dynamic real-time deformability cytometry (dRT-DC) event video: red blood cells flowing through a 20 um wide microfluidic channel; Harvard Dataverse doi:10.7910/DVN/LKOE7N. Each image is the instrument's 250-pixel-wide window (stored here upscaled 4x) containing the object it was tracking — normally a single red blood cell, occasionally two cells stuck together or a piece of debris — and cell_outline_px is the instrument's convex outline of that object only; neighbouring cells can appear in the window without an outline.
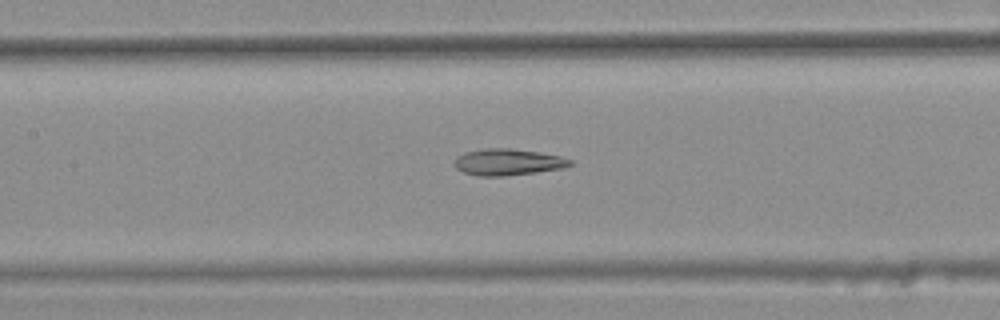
{"species": "common noctule bat (a hibernating species)", "species_latin": "Nyctalus noctula", "temperature_condition": "warm", "stored_images_in_passage": 38, "camera_frame_rate_fps": 3000, "um_per_image_px": 0.085, "animal": {"sex": "female", "body_mass_g": 25.1}, "frame": {"image": 1, "passage_image": 19, "time_ms": 6.0, "image_size_px": [1000, 320], "cell_outline_px": [[572, 164], [560, 168], [536, 172], [504, 176], [480, 176], [464, 172], [456, 168], [452, 164], [456, 156], [464, 152], [484, 148], [512, 148], [540, 152], [560, 156], [572, 160]], "centroid_in_image_um": [43.11, 13.76], "position_along_channel_um": 164.3, "area_um2": 17.92}}
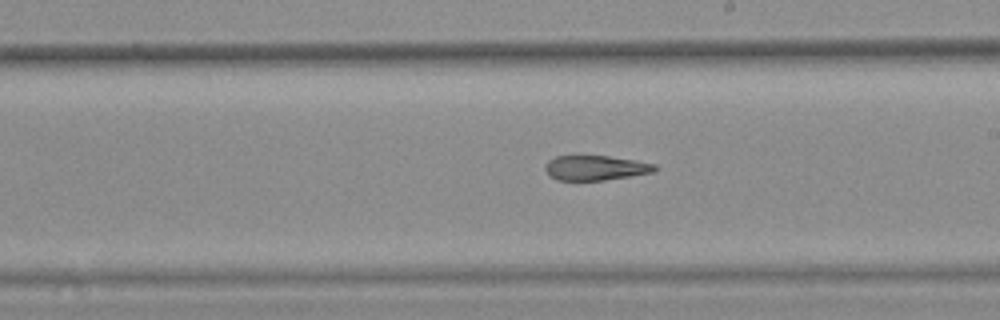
{"frame": {"image": 2, "passage_image": 25, "time_ms": 8.0, "image_size_px": [1000, 320], "cell_outline_px": [[656, 168], [652, 172], [604, 180], [556, 180], [548, 176], [544, 168], [548, 160], [556, 156], [608, 156], [656, 164]], "centroid_in_image_um": [50.54, 14.27], "position_along_channel_um": 238.5, "area_um2": 15.66}}
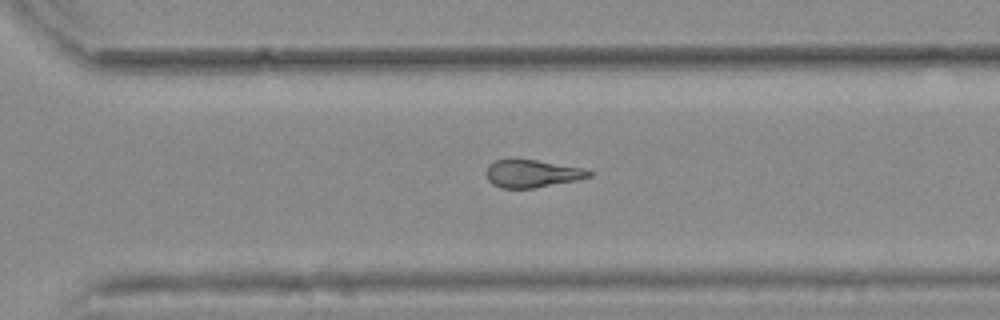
{"frame": {"image": 3, "passage_image": 32, "time_ms": 10.333, "image_size_px": [1000, 320], "cell_outline_px": [[592, 176], [576, 180], [532, 188], [500, 188], [492, 184], [488, 180], [484, 172], [488, 164], [496, 160], [512, 156], [536, 160], [580, 168], [592, 172]], "centroid_in_image_um": [45.1, 14.72], "position_along_channel_um": 325.5, "area_um2": 16.88}, "authors_computed_cell_mechanics": {"area_um2": 17.7735, "velocity_mm_per_s": 3.7255, "shape_relaxation_time_tau1_ms": null, "shape_relaxation_time_tau2_ms": 4.9352, "deformation_change_tau1": null, "deformation_change_tau2": 0.1564}}